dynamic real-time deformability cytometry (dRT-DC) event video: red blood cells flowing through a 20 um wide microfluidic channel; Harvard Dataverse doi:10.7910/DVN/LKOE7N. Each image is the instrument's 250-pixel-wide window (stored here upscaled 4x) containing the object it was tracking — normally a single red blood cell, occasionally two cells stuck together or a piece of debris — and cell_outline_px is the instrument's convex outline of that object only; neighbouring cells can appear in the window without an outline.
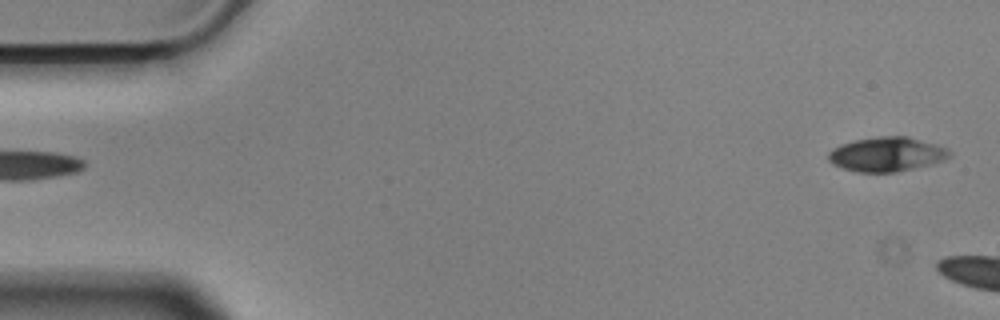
{"species": "Egyptian fruit bat (a non-hibernating species)", "species_latin": "Rousettus aegyptiacus", "temperature_condition": "cold", "stored_images_in_passage": 8, "camera_frame_rate_fps": 3000, "um_per_image_px": 0.085, "animal": {"sex": "male"}, "frame": {"image": 1, "passage_image": 1, "time_ms": 0.0, "image_size_px": [1000, 320], "cell_outline_px": [[952, 156], [944, 160], [896, 172], [860, 172], [844, 168], [828, 160], [828, 152], [832, 148], [840, 144], [856, 140], [880, 136], [908, 136], [936, 144], [948, 148], [952, 152]], "centroid_in_image_um": [75.4, 13.1], "position_along_channel_um": 9.6, "area_um2": 24.1}}